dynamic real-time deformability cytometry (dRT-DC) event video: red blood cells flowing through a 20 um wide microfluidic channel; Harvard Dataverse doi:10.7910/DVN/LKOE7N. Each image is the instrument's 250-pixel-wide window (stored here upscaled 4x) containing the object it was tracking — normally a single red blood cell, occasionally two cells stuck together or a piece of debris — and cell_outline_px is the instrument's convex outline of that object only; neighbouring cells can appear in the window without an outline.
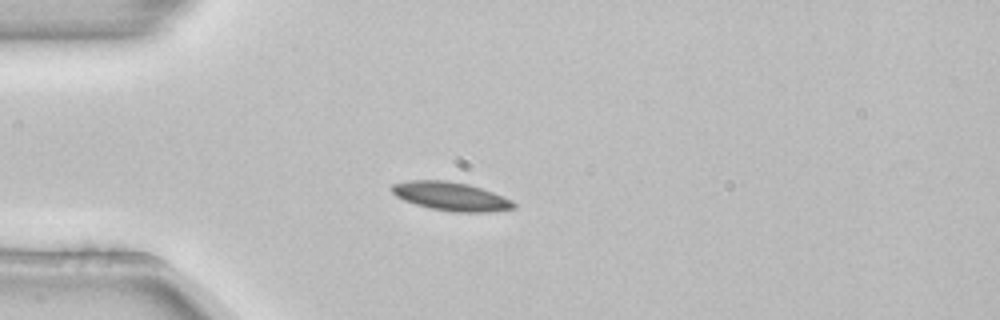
{"species": "common noctule bat (a hibernating species)", "species_latin": "Nyctalus noctula", "temperature_condition": "room temperature", "stored_images_in_passage": 3, "camera_frame_rate_fps": 3000, "um_per_image_px": 0.085, "animal": {"sex": "female", "body_mass_g": 22.7, "forearm_length_mm": 54.2}, "frame": {"image": 1, "passage_image": 3, "time_ms": 0.667, "image_size_px": [1000, 320], "cell_outline_px": [[516, 208], [488, 212], [452, 212], [432, 208], [416, 204], [404, 200], [396, 196], [388, 188], [392, 184], [408, 180], [448, 180], [468, 184], [492, 192], [512, 200], [516, 204]], "centroid_in_image_um": [38.31, 16.68], "position_along_channel_um": 46.7, "area_um2": 20.35}}